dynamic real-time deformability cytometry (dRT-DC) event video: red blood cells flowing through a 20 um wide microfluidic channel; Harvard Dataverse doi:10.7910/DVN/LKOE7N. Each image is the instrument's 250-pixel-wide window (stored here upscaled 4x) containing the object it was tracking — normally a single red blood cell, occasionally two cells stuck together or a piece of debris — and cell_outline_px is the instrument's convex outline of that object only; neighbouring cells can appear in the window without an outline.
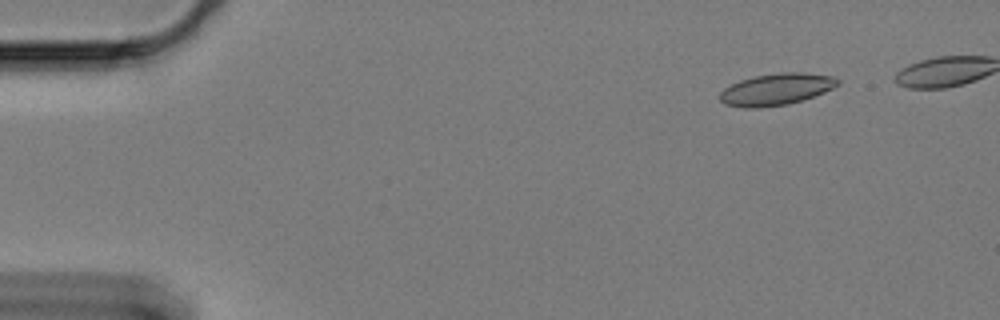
{"species": "Egyptian fruit bat (a non-hibernating species)", "species_latin": "Rousettus aegyptiacus", "temperature_condition": "cold", "stored_images_in_passage": 48, "camera_frame_rate_fps": 3000, "um_per_image_px": 0.085, "animal": {"sex": "female"}, "frame": {"image": 1, "passage_image": 1, "time_ms": 0.0, "image_size_px": [1000, 320], "cell_outline_px": [[840, 84], [824, 92], [788, 104], [760, 108], [744, 108], [724, 104], [720, 100], [720, 92], [724, 88], [740, 80], [752, 76], [780, 72], [800, 72], [836, 76], [840, 80]], "centroid_in_image_um": [65.98, 7.58], "position_along_channel_um": 19.0, "area_um2": 21.91}}
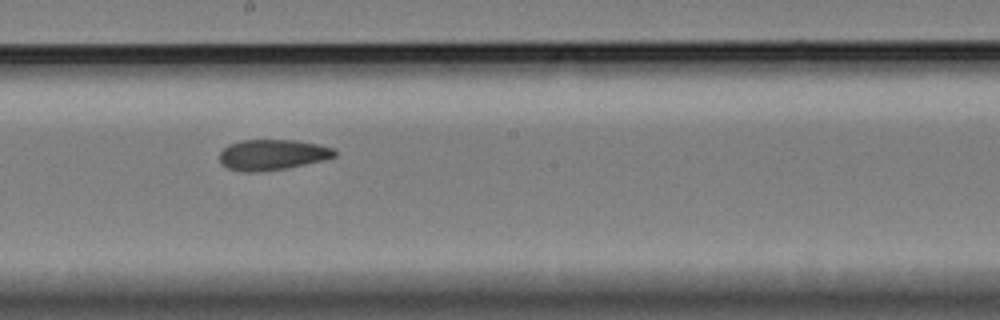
{"frame": {"image": 2, "passage_image": 28, "time_ms": 9.0, "image_size_px": [1000, 320], "cell_outline_px": [[336, 156], [324, 160], [288, 168], [264, 172], [240, 172], [228, 168], [220, 164], [220, 152], [228, 144], [240, 140], [296, 140], [316, 144], [332, 148], [336, 152]], "centroid_in_image_um": [23.11, 13.17], "position_along_channel_um": 225.1, "area_um2": 20.75}}
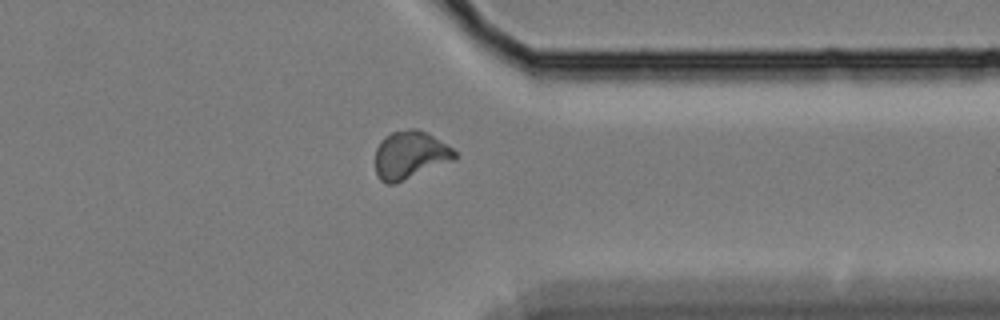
{"frame": {"image": 3, "passage_image": 42, "time_ms": 13.667, "image_size_px": [1000, 320], "cell_outline_px": [[456, 160], [392, 184], [384, 184], [380, 180], [376, 172], [376, 148], [380, 140], [384, 136], [392, 132], [408, 128], [416, 128], [428, 132], [452, 148], [456, 152]], "centroid_in_image_um": [34.86, 13.15], "position_along_channel_um": 376.5, "area_um2": 22.31}}